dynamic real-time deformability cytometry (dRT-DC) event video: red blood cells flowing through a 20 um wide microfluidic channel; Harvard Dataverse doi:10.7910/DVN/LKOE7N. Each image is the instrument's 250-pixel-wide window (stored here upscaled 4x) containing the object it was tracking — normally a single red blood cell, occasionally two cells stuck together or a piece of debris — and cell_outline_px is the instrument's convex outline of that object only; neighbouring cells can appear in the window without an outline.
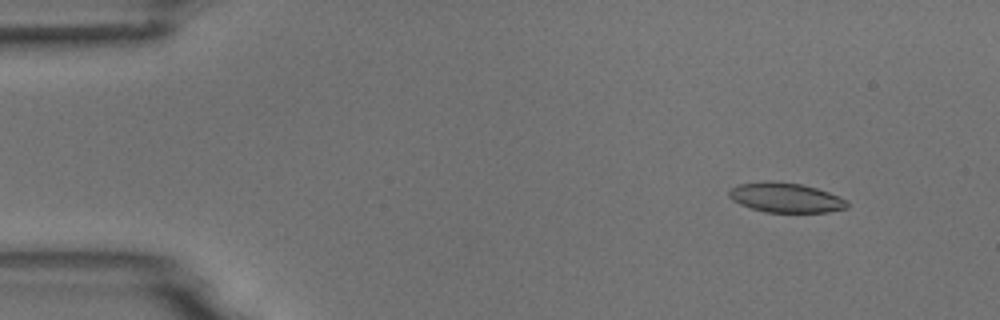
{"species": "common noctule bat (a hibernating species)", "species_latin": "Nyctalus noctula", "temperature_condition": "room temperature", "stored_images_in_passage": 55, "camera_frame_rate_fps": 3000, "um_per_image_px": 0.085, "animal": {"sex": "male", "body_mass_g": 18.8}, "frame": {"image": 1, "passage_image": 6, "time_ms": 1.667, "image_size_px": [1000, 320], "cell_outline_px": [[848, 208], [828, 212], [764, 212], [740, 204], [732, 200], [728, 196], [728, 192], [732, 188], [740, 184], [768, 180], [800, 184], [816, 188], [840, 196], [848, 200]], "centroid_in_image_um": [66.8, 16.8], "position_along_channel_um": 18.2, "area_um2": 20.46}}
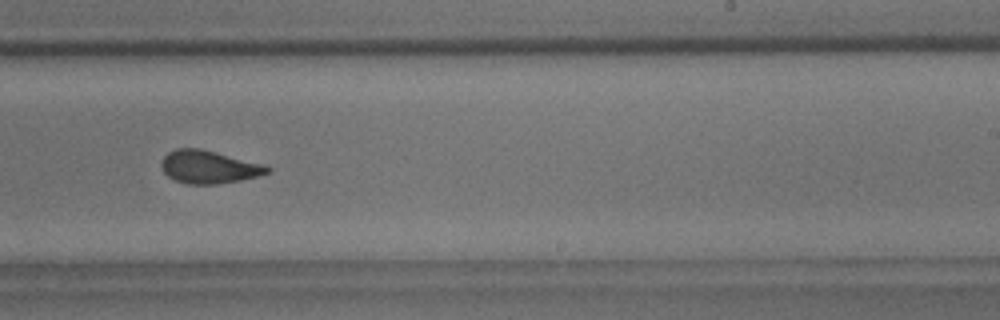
{"frame": {"image": 2, "passage_image": 34, "time_ms": 11.0, "image_size_px": [1000, 320], "cell_outline_px": [[272, 172], [260, 176], [240, 180], [216, 184], [188, 184], [176, 180], [168, 176], [164, 172], [160, 164], [164, 156], [168, 152], [176, 148], [200, 148], [264, 164], [272, 168]], "centroid_in_image_um": [17.78, 14.19], "position_along_channel_um": 271.2, "area_um2": 20.4}}
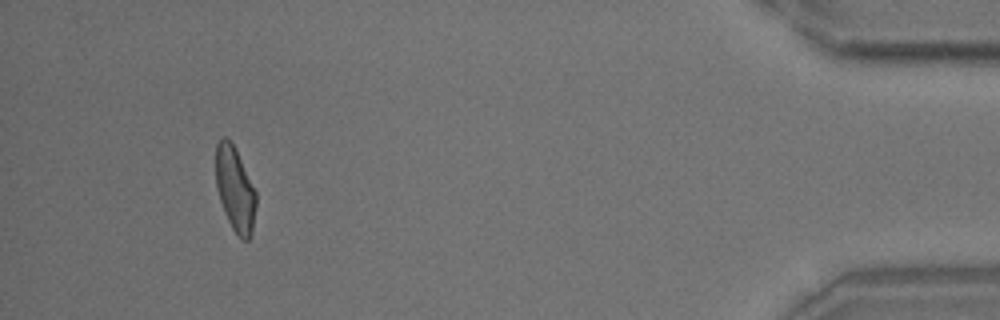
{"frame": {"image": 3, "passage_image": 51, "time_ms": 16.667, "image_size_px": [1000, 320], "cell_outline_px": [[256, 204], [252, 232], [248, 240], [244, 240], [232, 228], [224, 212], [216, 188], [216, 144], [224, 136], [232, 144], [256, 192]], "centroid_in_image_um": [19.97, 16.11], "position_along_channel_um": 415.2, "area_um2": 19.31}, "authors_computed_cell_mechanics": {"area_um2": 20.5768, "velocity_mm_per_s": 3.7115, "shape_relaxation_time_tau1_ms": 4.704, "shape_relaxation_time_tau2_ms": 1.3864, "deformation_change_tau1": 0.1292, "deformation_change_tau2": 0.0884}}